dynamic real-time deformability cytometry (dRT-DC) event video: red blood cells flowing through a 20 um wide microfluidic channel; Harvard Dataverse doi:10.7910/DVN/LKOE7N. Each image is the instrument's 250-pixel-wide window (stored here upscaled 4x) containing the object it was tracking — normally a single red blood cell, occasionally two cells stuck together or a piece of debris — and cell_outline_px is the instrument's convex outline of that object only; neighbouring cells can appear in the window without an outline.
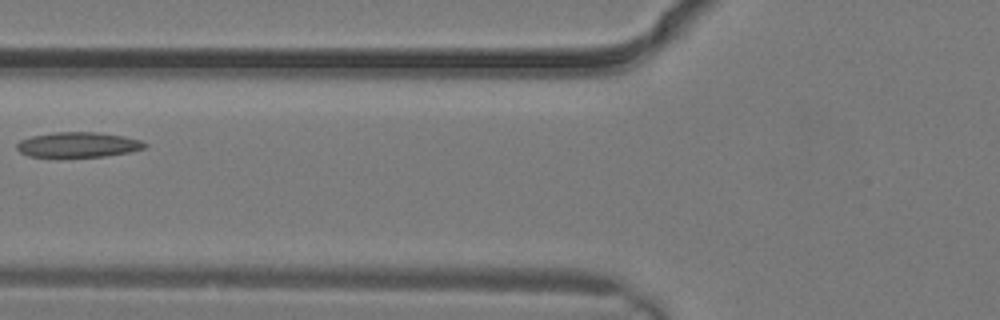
{"species": "common noctule bat (a hibernating species)", "species_latin": "Nyctalus noctula", "temperature_condition": "warm", "stored_images_in_passage": 4, "camera_frame_rate_fps": 3000, "um_per_image_px": 0.085, "animal": {"sex": "male", "body_mass_g": 19.2, "forearm_length_mm": 51.8}, "frame": {"image": 1, "passage_image": 4, "time_ms": 1.0, "image_size_px": [1000, 320], "cell_outline_px": [[148, 144], [144, 148], [128, 152], [104, 156], [28, 156], [20, 152], [16, 148], [16, 144], [20, 140], [32, 136], [52, 132], [96, 132], [124, 136], [140, 140]], "centroid_in_image_um": [6.62, 12.28], "position_along_channel_um": 119.2, "area_um2": 18.5}}